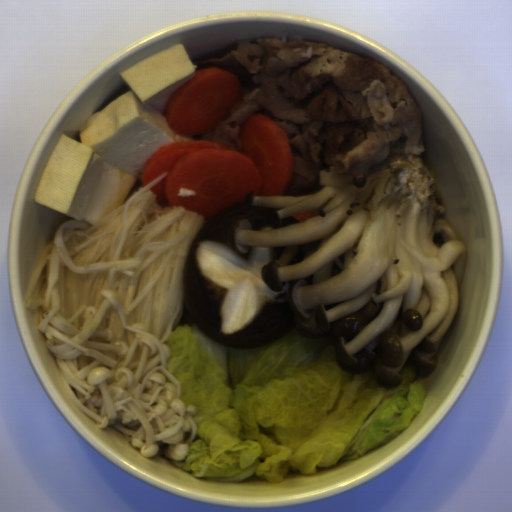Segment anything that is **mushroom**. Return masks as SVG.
<instances>
[{"label":"mushroom","mask_w":512,"mask_h":512,"mask_svg":"<svg viewBox=\"0 0 512 512\" xmlns=\"http://www.w3.org/2000/svg\"><path fill=\"white\" fill-rule=\"evenodd\" d=\"M245 199L205 219L184 263V303L202 334L232 349L270 345L294 327L285 305L287 291L298 281H281L271 290L262 269L278 259L286 247H254L247 253L233 249L230 228L238 219L258 211Z\"/></svg>","instance_id":"983e1aa8"}]
</instances>
